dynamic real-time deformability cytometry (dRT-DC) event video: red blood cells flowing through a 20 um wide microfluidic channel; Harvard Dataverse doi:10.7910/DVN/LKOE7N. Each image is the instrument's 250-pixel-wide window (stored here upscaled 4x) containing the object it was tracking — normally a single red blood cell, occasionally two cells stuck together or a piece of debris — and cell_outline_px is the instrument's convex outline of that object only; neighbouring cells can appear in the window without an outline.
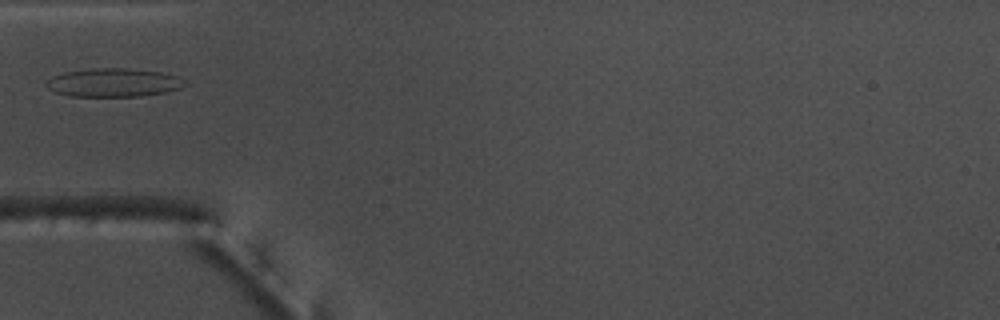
{"species": "common noctule bat (a hibernating species)", "species_latin": "Nyctalus noctula", "temperature_condition": "warm", "stored_images_in_passage": 28, "camera_frame_rate_fps": 3000, "um_per_image_px": 0.085, "animal": {"sex": "male", "body_mass_g": 17.5, "forearm_length_mm": 52.3}, "frame": {"image": 1, "passage_image": 1, "time_ms": 0.0, "image_size_px": [1000, 320], "cell_outline_px": [[188, 84], [180, 88], [164, 92], [140, 96], [68, 96], [56, 92], [48, 88], [44, 84], [52, 76], [64, 72], [92, 68], [120, 68], [160, 72], [176, 76], [184, 80]], "centroid_in_image_um": [9.62, 7.02], "position_along_channel_um": 75.4, "area_um2": 22.83}}
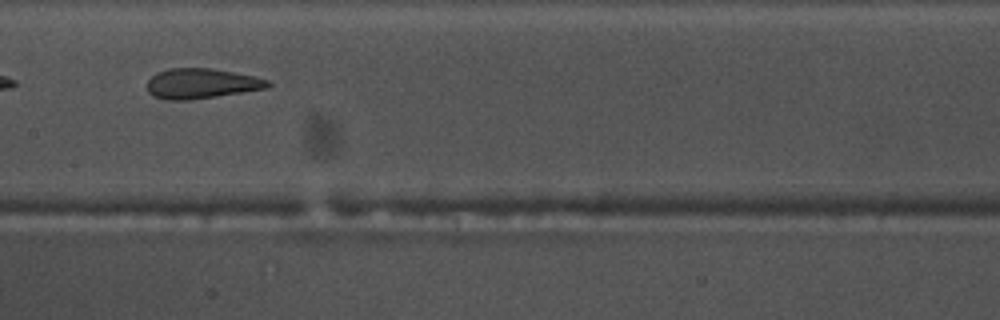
{"frame": {"image": 2, "passage_image": 10, "time_ms": 3.0, "image_size_px": [1000, 320], "cell_outline_px": [[272, 84], [268, 88], [216, 96], [188, 100], [164, 100], [152, 96], [148, 92], [148, 80], [156, 72], [168, 68], [212, 68], [256, 76], [268, 80]], "centroid_in_image_um": [17.11, 7.09], "position_along_channel_um": 190.3, "area_um2": 21.33}}
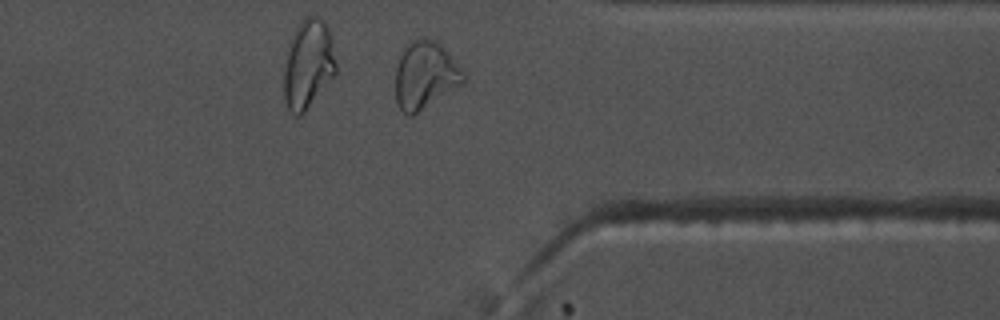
{"frame": {"image": 3, "passage_image": 25, "time_ms": 8.0, "image_size_px": [1000, 320], "cell_outline_px": [[464, 84], [412, 116], [408, 116], [400, 108], [396, 100], [396, 68], [400, 56], [404, 48], [408, 44], [420, 36], [432, 40], [440, 44], [464, 76]], "centroid_in_image_um": [36.11, 6.43], "position_along_channel_um": 375.3, "area_um2": 26.18}}